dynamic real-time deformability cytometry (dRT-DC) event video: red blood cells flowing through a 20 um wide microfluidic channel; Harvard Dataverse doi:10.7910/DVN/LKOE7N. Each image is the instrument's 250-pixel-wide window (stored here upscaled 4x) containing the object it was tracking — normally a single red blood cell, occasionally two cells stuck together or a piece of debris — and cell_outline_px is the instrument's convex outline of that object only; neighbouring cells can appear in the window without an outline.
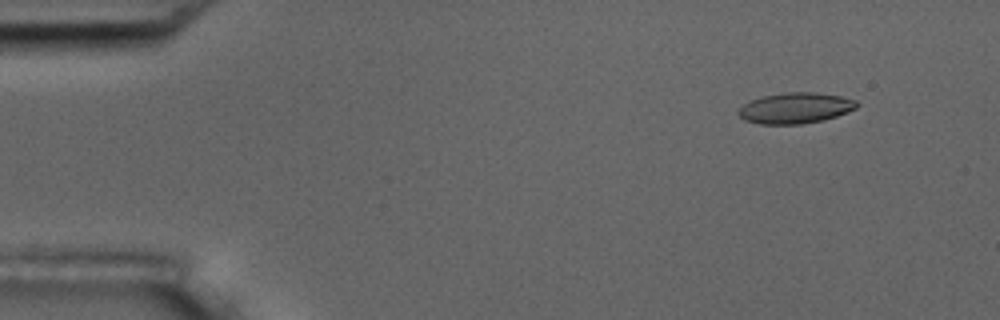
{"species": "common noctule bat (a hibernating species)", "species_latin": "Nyctalus noctula", "temperature_condition": "room temperature", "stored_images_in_passage": 5, "camera_frame_rate_fps": 3000, "um_per_image_px": 0.085, "animal": {"sex": "male", "body_mass_g": 17.5, "forearm_length_mm": 52.3}, "frame": {"image": 1, "passage_image": 2, "time_ms": 1.0, "image_size_px": [1000, 320], "cell_outline_px": [[860, 104], [856, 108], [848, 112], [824, 120], [800, 124], [760, 124], [744, 120], [736, 112], [748, 100], [764, 96], [784, 92], [816, 92], [840, 96], [856, 100]], "centroid_in_image_um": [67.61, 9.18], "position_along_channel_um": 17.4, "area_um2": 21.39}}
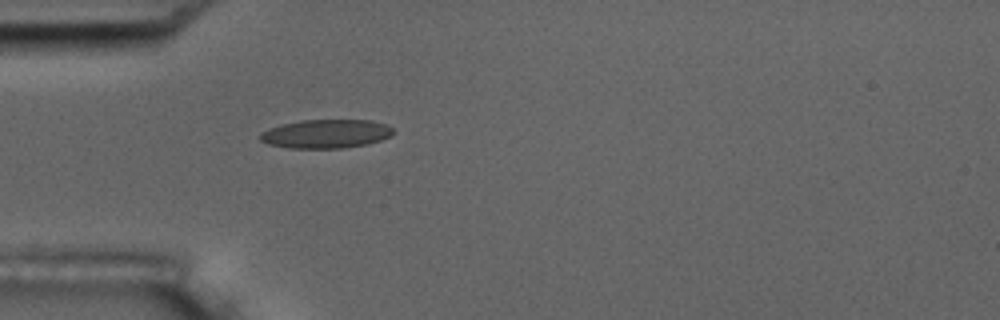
{"frame": {"image": 2, "passage_image": 5, "time_ms": 4.667, "image_size_px": [1000, 320], "cell_outline_px": [[392, 136], [368, 144], [340, 148], [288, 148], [268, 144], [260, 140], [260, 136], [268, 128], [280, 124], [300, 120], [372, 120], [384, 124], [392, 128]], "centroid_in_image_um": [27.7, 11.37], "position_along_channel_um": 57.3, "area_um2": 22.25}}